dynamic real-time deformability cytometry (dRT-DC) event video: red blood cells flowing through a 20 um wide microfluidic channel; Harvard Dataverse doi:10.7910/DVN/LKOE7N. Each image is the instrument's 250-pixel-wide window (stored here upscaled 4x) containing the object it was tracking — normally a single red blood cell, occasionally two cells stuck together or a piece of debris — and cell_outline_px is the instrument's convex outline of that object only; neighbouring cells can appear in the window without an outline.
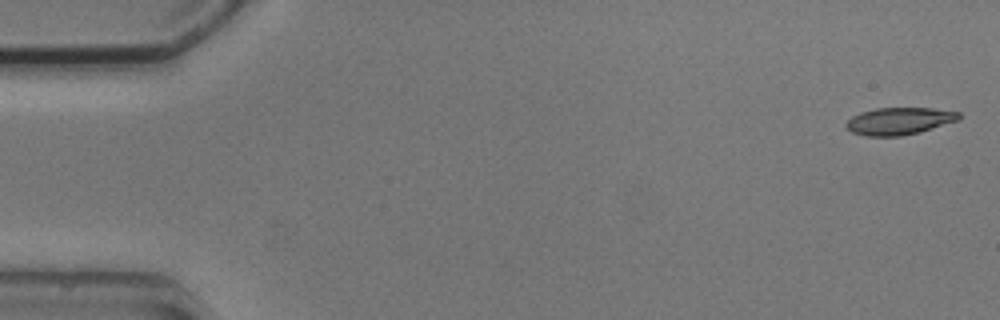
{"species": "common noctule bat (a hibernating species)", "species_latin": "Nyctalus noctula", "temperature_condition": "cold", "stored_images_in_passage": 2, "camera_frame_rate_fps": 3000, "um_per_image_px": 0.085, "animal": {"sex": "male", "body_mass_g": 20.5, "forearm_length_mm": 52.5}, "frame": {"image": 1, "passage_image": 2, "time_ms": 1.333, "image_size_px": [1000, 320], "cell_outline_px": [[960, 120], [920, 132], [900, 136], [868, 136], [852, 132], [844, 124], [852, 116], [860, 112], [876, 108], [932, 108], [960, 112]], "centroid_in_image_um": [76.45, 10.28], "position_along_channel_um": 8.6, "area_um2": 17.92}}